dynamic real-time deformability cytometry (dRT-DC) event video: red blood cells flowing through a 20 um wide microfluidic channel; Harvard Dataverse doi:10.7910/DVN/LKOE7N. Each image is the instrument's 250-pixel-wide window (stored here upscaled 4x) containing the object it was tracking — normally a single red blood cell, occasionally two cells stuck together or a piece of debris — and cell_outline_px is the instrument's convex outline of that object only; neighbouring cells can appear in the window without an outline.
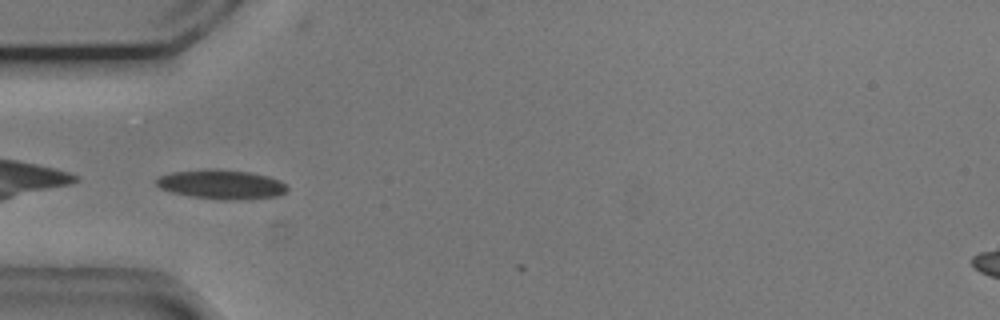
{"species": "common noctule bat (a hibernating species)", "species_latin": "Nyctalus noctula", "temperature_condition": "cold", "stored_images_in_passage": 5, "camera_frame_rate_fps": 3000, "um_per_image_px": 0.085, "animal": {"sex": "male", "body_mass_g": 20.5, "forearm_length_mm": 52.5}, "frame": {"image": 1, "passage_image": 2, "time_ms": 0.333, "image_size_px": [1000, 320], "cell_outline_px": [[288, 188], [280, 196], [232, 200], [220, 200], [192, 196], [172, 192], [160, 188], [156, 184], [156, 176], [172, 172], [204, 168], [216, 168], [248, 172], [268, 176], [280, 180]], "centroid_in_image_um": [18.78, 15.66], "position_along_channel_um": 66.2, "area_um2": 22.54}}